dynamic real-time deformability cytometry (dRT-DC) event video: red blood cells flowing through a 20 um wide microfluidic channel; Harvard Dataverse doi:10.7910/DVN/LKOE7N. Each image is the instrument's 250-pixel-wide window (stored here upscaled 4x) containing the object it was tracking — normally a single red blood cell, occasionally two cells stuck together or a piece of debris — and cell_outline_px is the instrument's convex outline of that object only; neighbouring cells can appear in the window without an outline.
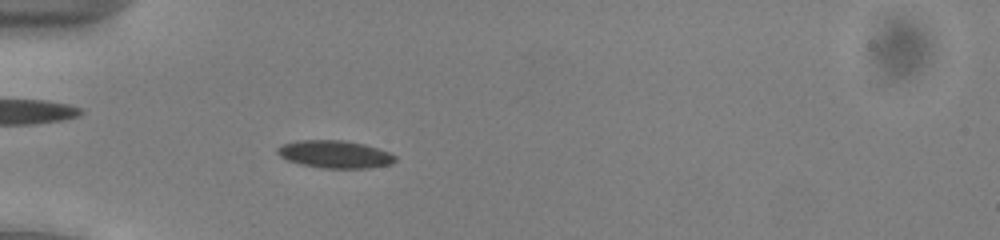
{"species": "common noctule bat (a hibernating species)", "species_latin": "Nyctalus noctula", "temperature_condition": "cold", "stored_images_in_passage": 54, "camera_frame_rate_fps": 3000, "um_per_image_px": 0.085, "animal": {"sex": "male", "body_mass_g": 13.0, "forearm_length_mm": 53.1}, "frame": {"image": 1, "passage_image": 18, "time_ms": 5.667, "image_size_px": [1000, 240], "cell_outline_px": [[396, 160], [392, 164], [368, 168], [320, 168], [300, 164], [288, 160], [280, 156], [276, 152], [276, 148], [284, 144], [300, 140], [344, 140], [364, 144], [388, 152], [396, 156]], "centroid_in_image_um": [28.46, 13.12], "position_along_channel_um": 56.5, "area_um2": 18.9}}
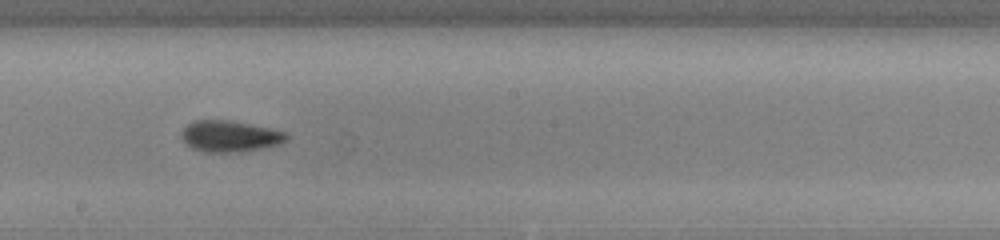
{"frame": {"image": 2, "passage_image": 32, "time_ms": 10.333, "image_size_px": [1000, 240], "cell_outline_px": [[288, 140], [280, 144], [264, 148], [236, 152], [204, 152], [192, 148], [180, 136], [180, 132], [188, 124], [196, 120], [232, 120], [288, 132]], "centroid_in_image_um": [19.57, 11.58], "position_along_channel_um": 228.6, "area_um2": 19.25}}
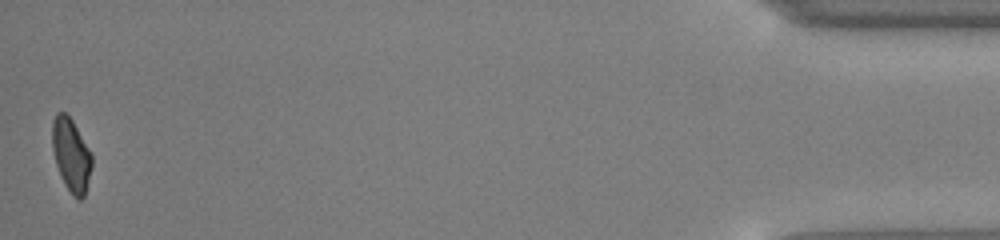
{"frame": {"image": 3, "passage_image": 54, "time_ms": 17.667, "image_size_px": [1000, 240], "cell_outline_px": [[92, 164], [84, 196], [80, 200], [72, 196], [64, 184], [56, 164], [52, 148], [52, 120], [56, 112], [68, 112], [92, 152]], "centroid_in_image_um": [6.04, 13.12], "position_along_channel_um": 429.2, "area_um2": 17.17}, "authors_computed_cell_mechanics": {"area_um2": 17.8602, "velocity_mm_per_s": 3.92, "shape_relaxation_time_tau1_ms": 3.4597, "shape_relaxation_time_tau2_ms": 4.4413, "deformation_change_tau1": 0.0935, "deformation_change_tau2": 0.0876}}